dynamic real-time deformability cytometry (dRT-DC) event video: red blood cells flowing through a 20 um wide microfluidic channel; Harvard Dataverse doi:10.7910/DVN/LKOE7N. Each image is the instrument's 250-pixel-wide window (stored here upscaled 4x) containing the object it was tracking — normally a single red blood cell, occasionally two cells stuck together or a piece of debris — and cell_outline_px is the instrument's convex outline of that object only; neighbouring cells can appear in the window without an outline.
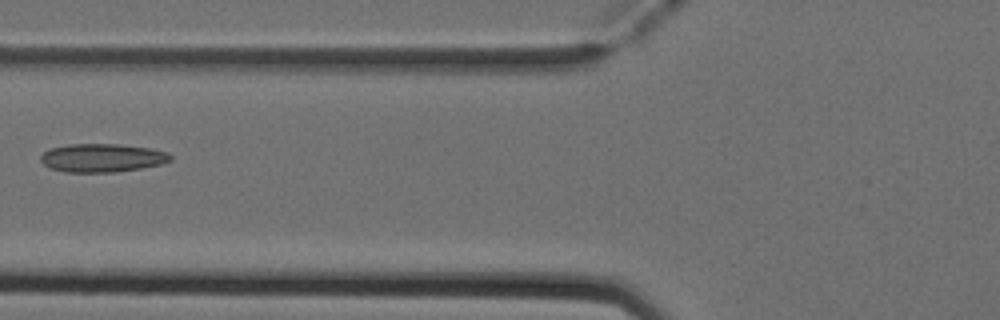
{"species": "Egyptian fruit bat (a non-hibernating species)", "species_latin": "Rousettus aegyptiacus", "temperature_condition": "cold", "stored_images_in_passage": 5, "camera_frame_rate_fps": 3000, "um_per_image_px": 0.085, "animal": {"sex": "female"}, "frame": {"image": 1, "passage_image": 5, "time_ms": 1.333, "image_size_px": [1000, 320], "cell_outline_px": [[172, 160], [160, 164], [140, 168], [116, 172], [64, 172], [52, 168], [44, 164], [40, 160], [40, 156], [48, 148], [68, 144], [120, 144], [148, 148], [168, 152], [172, 156]], "centroid_in_image_um": [8.67, 13.41], "position_along_channel_um": 117.1, "area_um2": 21.5}}